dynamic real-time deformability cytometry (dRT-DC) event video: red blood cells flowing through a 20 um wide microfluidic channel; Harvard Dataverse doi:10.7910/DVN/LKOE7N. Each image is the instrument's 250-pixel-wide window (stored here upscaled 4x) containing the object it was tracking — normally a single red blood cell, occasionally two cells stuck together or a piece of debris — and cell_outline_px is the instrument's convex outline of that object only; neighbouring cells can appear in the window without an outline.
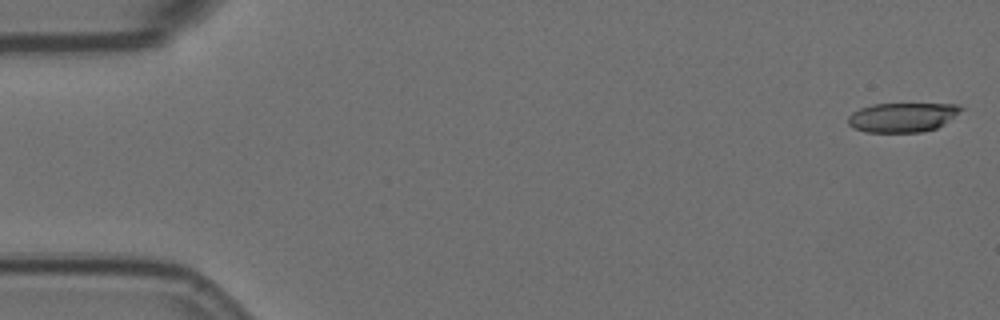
{"species": "Egyptian fruit bat (a non-hibernating species)", "species_latin": "Rousettus aegyptiacus", "temperature_condition": "room temperature", "stored_images_in_passage": 57, "camera_frame_rate_fps": 3000, "um_per_image_px": 0.085, "animal": {"sex": "female"}, "frame": {"image": 1, "passage_image": 1, "time_ms": 0.0, "image_size_px": [1000, 320], "cell_outline_px": [[964, 108], [944, 124], [936, 128], [920, 132], [864, 132], [852, 128], [848, 124], [848, 116], [852, 112], [860, 108], [872, 104], [956, 104]], "centroid_in_image_um": [76.66, 9.97], "position_along_channel_um": 8.3, "area_um2": 19.31}}
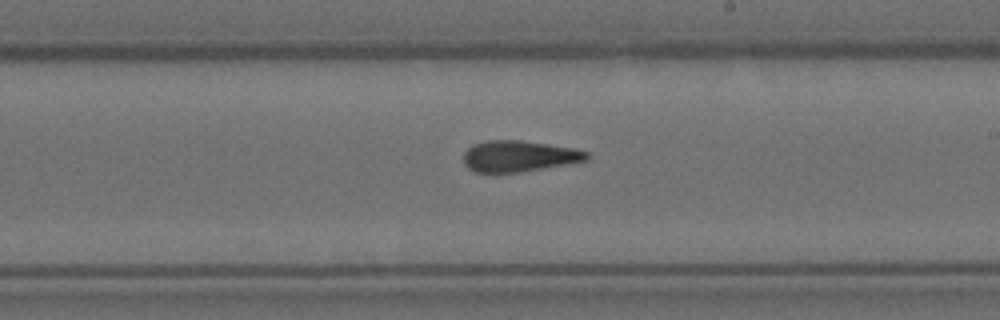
{"frame": {"image": 2, "passage_image": 33, "time_ms": 10.667, "image_size_px": [1000, 320], "cell_outline_px": [[588, 160], [520, 172], [496, 176], [476, 172], [468, 168], [464, 164], [464, 152], [472, 144], [488, 140], [520, 140], [548, 144], [572, 148], [588, 152]], "centroid_in_image_um": [44.02, 13.31], "position_along_channel_um": 245.0, "area_um2": 22.77}}
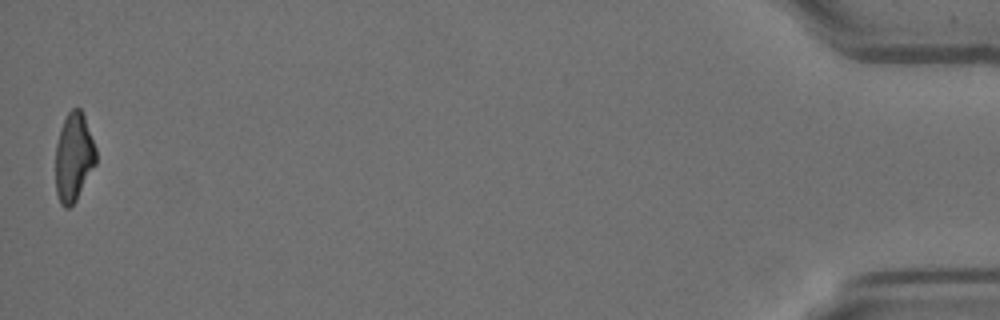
{"frame": {"image": 3, "passage_image": 57, "time_ms": 18.667, "image_size_px": [1000, 320], "cell_outline_px": [[96, 164], [76, 200], [68, 208], [64, 208], [60, 204], [56, 192], [56, 144], [60, 128], [68, 112], [72, 108], [80, 108], [84, 116], [96, 148]], "centroid_in_image_um": [6.26, 13.37], "position_along_channel_um": 428.9, "area_um2": 20.81}, "authors_computed_cell_mechanics": {"area_um2": 22.253, "velocity_mm_per_s": 3.5133, "shape_relaxation_time_tau1_ms": null, "shape_relaxation_time_tau2_ms": 1.361, "deformation_change_tau1": null, "deformation_change_tau2": 0.1148}}